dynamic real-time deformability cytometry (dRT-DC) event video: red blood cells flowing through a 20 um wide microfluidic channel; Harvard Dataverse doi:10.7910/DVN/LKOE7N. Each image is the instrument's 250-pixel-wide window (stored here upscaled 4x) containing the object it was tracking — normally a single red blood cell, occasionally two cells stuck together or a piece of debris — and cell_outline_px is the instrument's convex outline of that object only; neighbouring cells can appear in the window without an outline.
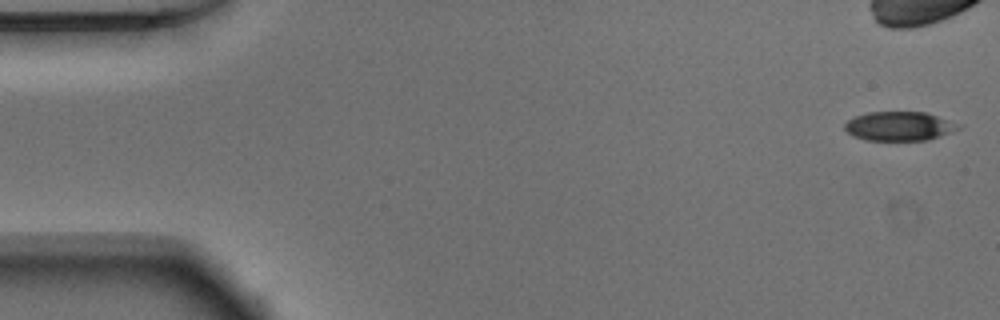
{"species": "Egyptian fruit bat (a non-hibernating species)", "species_latin": "Rousettus aegyptiacus", "temperature_condition": "warm", "stored_images_in_passage": 10, "camera_frame_rate_fps": 3000, "um_per_image_px": 0.085, "animal": {"sex": "male"}, "frame": {"image": 1, "passage_image": 1, "time_ms": 0.0, "image_size_px": [1000, 320], "cell_outline_px": [[964, 124], [960, 128], [952, 132], [928, 140], [864, 140], [852, 136], [844, 128], [844, 124], [848, 120], [856, 116], [868, 112], [928, 112]], "centroid_in_image_um": [76.5, 10.72], "position_along_channel_um": 8.5, "area_um2": 19.59}}